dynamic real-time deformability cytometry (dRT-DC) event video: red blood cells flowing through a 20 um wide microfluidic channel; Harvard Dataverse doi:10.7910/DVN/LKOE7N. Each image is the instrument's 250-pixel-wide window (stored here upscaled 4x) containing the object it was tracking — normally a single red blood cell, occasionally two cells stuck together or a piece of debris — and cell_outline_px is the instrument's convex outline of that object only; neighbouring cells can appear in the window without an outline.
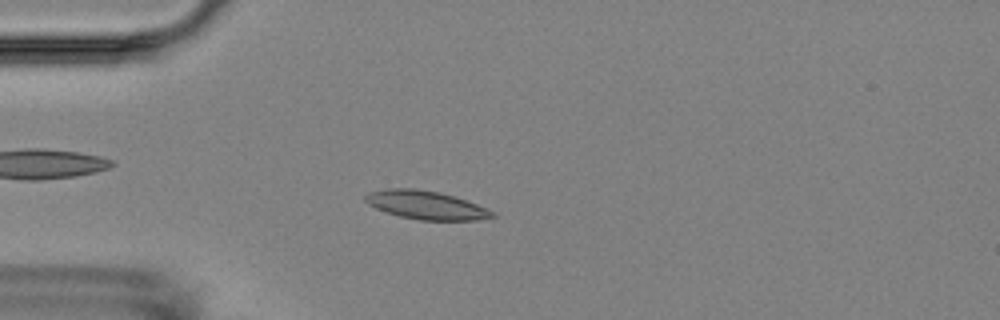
{"species": "Egyptian fruit bat (a non-hibernating species)", "species_latin": "Rousettus aegyptiacus", "temperature_condition": "room temperature", "stored_images_in_passage": 15, "camera_frame_rate_fps": 3000, "um_per_image_px": 0.085, "animal": {"sex": "female"}, "frame": {"image": 1, "passage_image": 4, "time_ms": 5.0, "image_size_px": [1000, 320], "cell_outline_px": [[496, 216], [476, 220], [420, 220], [400, 216], [376, 208], [368, 204], [364, 200], [364, 196], [368, 192], [388, 188], [416, 188], [440, 192], [476, 204], [496, 212]], "centroid_in_image_um": [36.19, 17.42], "position_along_channel_um": 48.8, "area_um2": 20.92}}
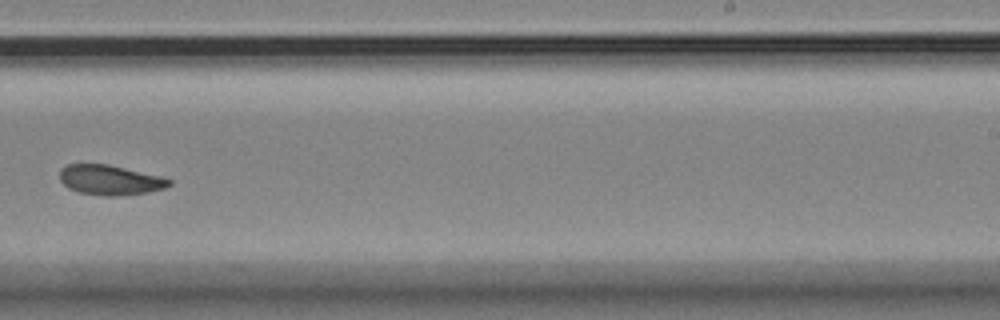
{"frame": {"image": 2, "passage_image": 10, "time_ms": 12.0, "image_size_px": [1000, 320], "cell_outline_px": [[172, 184], [164, 188], [148, 192], [116, 196], [100, 196], [80, 192], [68, 188], [60, 180], [60, 168], [68, 164], [108, 164], [164, 176], [172, 180]], "centroid_in_image_um": [9.38, 15.29], "position_along_channel_um": 279.6, "area_um2": 19.31}}
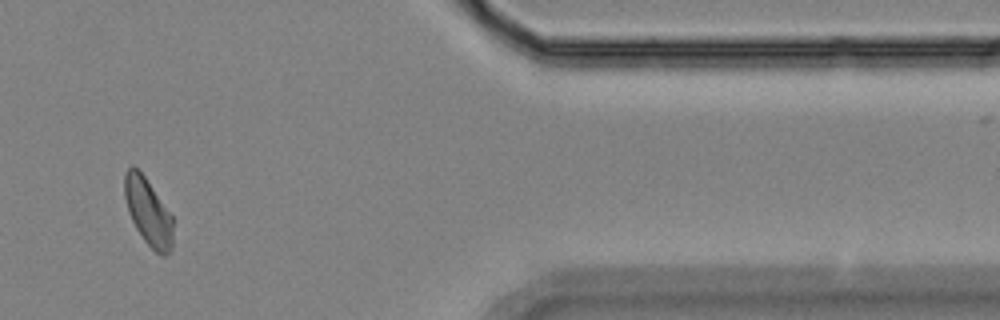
{"frame": {"image": 3, "passage_image": 13, "time_ms": 16.333, "image_size_px": [1000, 320], "cell_outline_px": [[172, 248], [164, 256], [160, 256], [144, 240], [136, 228], [128, 212], [124, 196], [124, 172], [132, 164], [144, 176], [172, 216]], "centroid_in_image_um": [12.57, 18.0], "position_along_channel_um": 398.8, "area_um2": 18.67}, "authors_computed_cell_mechanics": {"area_um2": 19.652, "velocity_mm_per_s": 3.4973, "shape_relaxation_time_tau1_ms": 5.0335, "shape_relaxation_time_tau2_ms": 5.673, "deformation_change_tau1": 0.1034, "deformation_change_tau2": 0.0828}}